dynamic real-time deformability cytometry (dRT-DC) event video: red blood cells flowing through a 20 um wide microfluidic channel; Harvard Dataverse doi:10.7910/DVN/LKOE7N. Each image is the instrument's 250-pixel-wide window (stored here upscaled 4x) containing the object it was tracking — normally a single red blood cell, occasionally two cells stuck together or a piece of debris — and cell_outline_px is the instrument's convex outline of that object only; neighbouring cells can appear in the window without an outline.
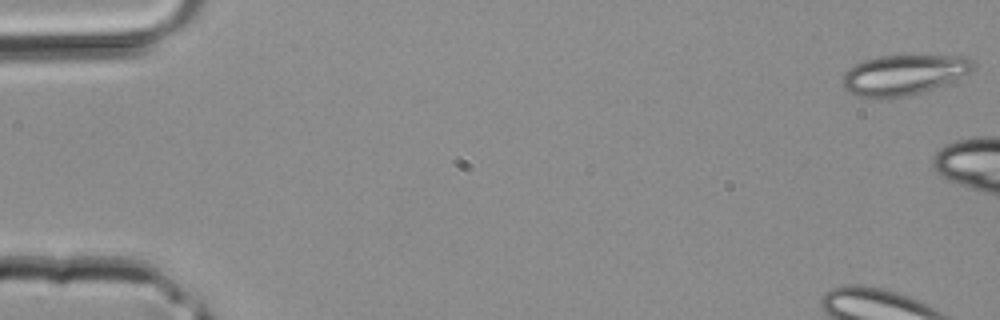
{"species": "common noctule bat (a hibernating species)", "species_latin": "Nyctalus noctula", "temperature_condition": "room temperature", "stored_images_in_passage": 14, "camera_frame_rate_fps": 3000, "um_per_image_px": 0.085, "animal": {"sex": "male", "body_mass_g": 20.4}, "frame": {"image": 1, "passage_image": 1, "time_ms": 0.0, "image_size_px": [1000, 320], "cell_outline_px": [[972, 72], [932, 88], [904, 96], [856, 96], [848, 92], [844, 88], [844, 72], [848, 68], [864, 60], [880, 56], [964, 56], [972, 60]], "centroid_in_image_um": [76.79, 6.33], "position_along_channel_um": 8.2, "area_um2": 29.59}}